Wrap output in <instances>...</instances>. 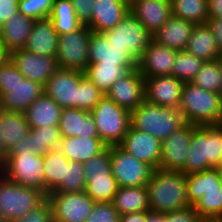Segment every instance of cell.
<instances>
[{
	"label": "cell",
	"mask_w": 222,
	"mask_h": 222,
	"mask_svg": "<svg viewBox=\"0 0 222 222\" xmlns=\"http://www.w3.org/2000/svg\"><path fill=\"white\" fill-rule=\"evenodd\" d=\"M146 188L150 211L168 213L191 206L187 199L186 175L182 172L155 169Z\"/></svg>",
	"instance_id": "cell-1"
},
{
	"label": "cell",
	"mask_w": 222,
	"mask_h": 222,
	"mask_svg": "<svg viewBox=\"0 0 222 222\" xmlns=\"http://www.w3.org/2000/svg\"><path fill=\"white\" fill-rule=\"evenodd\" d=\"M222 160V124L193 125L192 140L181 171L184 175L196 174L220 166Z\"/></svg>",
	"instance_id": "cell-2"
},
{
	"label": "cell",
	"mask_w": 222,
	"mask_h": 222,
	"mask_svg": "<svg viewBox=\"0 0 222 222\" xmlns=\"http://www.w3.org/2000/svg\"><path fill=\"white\" fill-rule=\"evenodd\" d=\"M178 110L186 123L196 126L222 124V96L184 82Z\"/></svg>",
	"instance_id": "cell-3"
},
{
	"label": "cell",
	"mask_w": 222,
	"mask_h": 222,
	"mask_svg": "<svg viewBox=\"0 0 222 222\" xmlns=\"http://www.w3.org/2000/svg\"><path fill=\"white\" fill-rule=\"evenodd\" d=\"M44 93V86L24 78L8 59L0 66V108L23 113Z\"/></svg>",
	"instance_id": "cell-4"
},
{
	"label": "cell",
	"mask_w": 222,
	"mask_h": 222,
	"mask_svg": "<svg viewBox=\"0 0 222 222\" xmlns=\"http://www.w3.org/2000/svg\"><path fill=\"white\" fill-rule=\"evenodd\" d=\"M183 114L175 108L144 100L130 113V125L163 141L185 124Z\"/></svg>",
	"instance_id": "cell-5"
},
{
	"label": "cell",
	"mask_w": 222,
	"mask_h": 222,
	"mask_svg": "<svg viewBox=\"0 0 222 222\" xmlns=\"http://www.w3.org/2000/svg\"><path fill=\"white\" fill-rule=\"evenodd\" d=\"M91 113L95 119L98 137L108 147L120 145L130 126V112L104 95Z\"/></svg>",
	"instance_id": "cell-6"
},
{
	"label": "cell",
	"mask_w": 222,
	"mask_h": 222,
	"mask_svg": "<svg viewBox=\"0 0 222 222\" xmlns=\"http://www.w3.org/2000/svg\"><path fill=\"white\" fill-rule=\"evenodd\" d=\"M46 198L43 192L11 182L0 173V212L7 222L23 217Z\"/></svg>",
	"instance_id": "cell-7"
},
{
	"label": "cell",
	"mask_w": 222,
	"mask_h": 222,
	"mask_svg": "<svg viewBox=\"0 0 222 222\" xmlns=\"http://www.w3.org/2000/svg\"><path fill=\"white\" fill-rule=\"evenodd\" d=\"M43 166V156L21 151L14 155H6L0 166V173L11 182L44 193Z\"/></svg>",
	"instance_id": "cell-8"
},
{
	"label": "cell",
	"mask_w": 222,
	"mask_h": 222,
	"mask_svg": "<svg viewBox=\"0 0 222 222\" xmlns=\"http://www.w3.org/2000/svg\"><path fill=\"white\" fill-rule=\"evenodd\" d=\"M91 30L83 25L79 30L58 36L56 54L59 68L83 72L89 65L88 48Z\"/></svg>",
	"instance_id": "cell-9"
},
{
	"label": "cell",
	"mask_w": 222,
	"mask_h": 222,
	"mask_svg": "<svg viewBox=\"0 0 222 222\" xmlns=\"http://www.w3.org/2000/svg\"><path fill=\"white\" fill-rule=\"evenodd\" d=\"M102 34L109 44L125 48L136 60L141 57L153 37L130 12L113 29Z\"/></svg>",
	"instance_id": "cell-10"
},
{
	"label": "cell",
	"mask_w": 222,
	"mask_h": 222,
	"mask_svg": "<svg viewBox=\"0 0 222 222\" xmlns=\"http://www.w3.org/2000/svg\"><path fill=\"white\" fill-rule=\"evenodd\" d=\"M111 172L119 187L146 186L153 168L118 146H110Z\"/></svg>",
	"instance_id": "cell-11"
},
{
	"label": "cell",
	"mask_w": 222,
	"mask_h": 222,
	"mask_svg": "<svg viewBox=\"0 0 222 222\" xmlns=\"http://www.w3.org/2000/svg\"><path fill=\"white\" fill-rule=\"evenodd\" d=\"M47 199L52 206L54 222H85L95 201L85 192H50Z\"/></svg>",
	"instance_id": "cell-12"
},
{
	"label": "cell",
	"mask_w": 222,
	"mask_h": 222,
	"mask_svg": "<svg viewBox=\"0 0 222 222\" xmlns=\"http://www.w3.org/2000/svg\"><path fill=\"white\" fill-rule=\"evenodd\" d=\"M84 76L77 70L58 68L44 86V93L63 109L78 108L79 82Z\"/></svg>",
	"instance_id": "cell-13"
},
{
	"label": "cell",
	"mask_w": 222,
	"mask_h": 222,
	"mask_svg": "<svg viewBox=\"0 0 222 222\" xmlns=\"http://www.w3.org/2000/svg\"><path fill=\"white\" fill-rule=\"evenodd\" d=\"M193 125L185 123L162 141L159 169L181 172L192 140Z\"/></svg>",
	"instance_id": "cell-14"
},
{
	"label": "cell",
	"mask_w": 222,
	"mask_h": 222,
	"mask_svg": "<svg viewBox=\"0 0 222 222\" xmlns=\"http://www.w3.org/2000/svg\"><path fill=\"white\" fill-rule=\"evenodd\" d=\"M9 59L24 78L36 81L43 86L59 68L56 57L39 56L25 48L11 51Z\"/></svg>",
	"instance_id": "cell-15"
},
{
	"label": "cell",
	"mask_w": 222,
	"mask_h": 222,
	"mask_svg": "<svg viewBox=\"0 0 222 222\" xmlns=\"http://www.w3.org/2000/svg\"><path fill=\"white\" fill-rule=\"evenodd\" d=\"M119 146L154 170L159 169L162 141L158 138L144 131H138L130 125Z\"/></svg>",
	"instance_id": "cell-16"
},
{
	"label": "cell",
	"mask_w": 222,
	"mask_h": 222,
	"mask_svg": "<svg viewBox=\"0 0 222 222\" xmlns=\"http://www.w3.org/2000/svg\"><path fill=\"white\" fill-rule=\"evenodd\" d=\"M105 96L131 113L145 100L144 77L134 68L117 80Z\"/></svg>",
	"instance_id": "cell-17"
},
{
	"label": "cell",
	"mask_w": 222,
	"mask_h": 222,
	"mask_svg": "<svg viewBox=\"0 0 222 222\" xmlns=\"http://www.w3.org/2000/svg\"><path fill=\"white\" fill-rule=\"evenodd\" d=\"M184 82L173 75L144 78L145 100L159 106L178 109Z\"/></svg>",
	"instance_id": "cell-18"
},
{
	"label": "cell",
	"mask_w": 222,
	"mask_h": 222,
	"mask_svg": "<svg viewBox=\"0 0 222 222\" xmlns=\"http://www.w3.org/2000/svg\"><path fill=\"white\" fill-rule=\"evenodd\" d=\"M178 51L158 44L153 39L148 43L136 68L144 77L172 75V68Z\"/></svg>",
	"instance_id": "cell-19"
},
{
	"label": "cell",
	"mask_w": 222,
	"mask_h": 222,
	"mask_svg": "<svg viewBox=\"0 0 222 222\" xmlns=\"http://www.w3.org/2000/svg\"><path fill=\"white\" fill-rule=\"evenodd\" d=\"M129 9L152 36L172 16L171 2L168 0H134Z\"/></svg>",
	"instance_id": "cell-20"
},
{
	"label": "cell",
	"mask_w": 222,
	"mask_h": 222,
	"mask_svg": "<svg viewBox=\"0 0 222 222\" xmlns=\"http://www.w3.org/2000/svg\"><path fill=\"white\" fill-rule=\"evenodd\" d=\"M88 50L89 63L137 66V60L125 48L109 44L102 33L91 32Z\"/></svg>",
	"instance_id": "cell-21"
},
{
	"label": "cell",
	"mask_w": 222,
	"mask_h": 222,
	"mask_svg": "<svg viewBox=\"0 0 222 222\" xmlns=\"http://www.w3.org/2000/svg\"><path fill=\"white\" fill-rule=\"evenodd\" d=\"M92 6V20L87 26L95 33L113 29L130 12L123 0H94Z\"/></svg>",
	"instance_id": "cell-22"
},
{
	"label": "cell",
	"mask_w": 222,
	"mask_h": 222,
	"mask_svg": "<svg viewBox=\"0 0 222 222\" xmlns=\"http://www.w3.org/2000/svg\"><path fill=\"white\" fill-rule=\"evenodd\" d=\"M59 128L62 137H98L92 113L79 108L62 109Z\"/></svg>",
	"instance_id": "cell-23"
},
{
	"label": "cell",
	"mask_w": 222,
	"mask_h": 222,
	"mask_svg": "<svg viewBox=\"0 0 222 222\" xmlns=\"http://www.w3.org/2000/svg\"><path fill=\"white\" fill-rule=\"evenodd\" d=\"M58 36L49 18L35 20L25 49L39 56L56 57Z\"/></svg>",
	"instance_id": "cell-24"
},
{
	"label": "cell",
	"mask_w": 222,
	"mask_h": 222,
	"mask_svg": "<svg viewBox=\"0 0 222 222\" xmlns=\"http://www.w3.org/2000/svg\"><path fill=\"white\" fill-rule=\"evenodd\" d=\"M194 26V23L172 15L152 39L160 45L182 51L186 49Z\"/></svg>",
	"instance_id": "cell-25"
},
{
	"label": "cell",
	"mask_w": 222,
	"mask_h": 222,
	"mask_svg": "<svg viewBox=\"0 0 222 222\" xmlns=\"http://www.w3.org/2000/svg\"><path fill=\"white\" fill-rule=\"evenodd\" d=\"M34 23V19L25 17L20 12L13 14L4 22L0 39L8 53L25 48Z\"/></svg>",
	"instance_id": "cell-26"
},
{
	"label": "cell",
	"mask_w": 222,
	"mask_h": 222,
	"mask_svg": "<svg viewBox=\"0 0 222 222\" xmlns=\"http://www.w3.org/2000/svg\"><path fill=\"white\" fill-rule=\"evenodd\" d=\"M108 146L99 137H62L58 150L69 160L87 162Z\"/></svg>",
	"instance_id": "cell-27"
},
{
	"label": "cell",
	"mask_w": 222,
	"mask_h": 222,
	"mask_svg": "<svg viewBox=\"0 0 222 222\" xmlns=\"http://www.w3.org/2000/svg\"><path fill=\"white\" fill-rule=\"evenodd\" d=\"M62 109L51 97L43 93L23 114L30 128H39L59 125Z\"/></svg>",
	"instance_id": "cell-28"
},
{
	"label": "cell",
	"mask_w": 222,
	"mask_h": 222,
	"mask_svg": "<svg viewBox=\"0 0 222 222\" xmlns=\"http://www.w3.org/2000/svg\"><path fill=\"white\" fill-rule=\"evenodd\" d=\"M185 50L205 62L216 61L221 57L215 37L207 23L196 24L193 27Z\"/></svg>",
	"instance_id": "cell-29"
},
{
	"label": "cell",
	"mask_w": 222,
	"mask_h": 222,
	"mask_svg": "<svg viewBox=\"0 0 222 222\" xmlns=\"http://www.w3.org/2000/svg\"><path fill=\"white\" fill-rule=\"evenodd\" d=\"M30 131L25 116L20 112L7 111L0 108V132L4 151L8 153L17 143L24 140Z\"/></svg>",
	"instance_id": "cell-30"
},
{
	"label": "cell",
	"mask_w": 222,
	"mask_h": 222,
	"mask_svg": "<svg viewBox=\"0 0 222 222\" xmlns=\"http://www.w3.org/2000/svg\"><path fill=\"white\" fill-rule=\"evenodd\" d=\"M136 66H119L118 64L89 63L84 71L85 76L106 95L112 85L123 78Z\"/></svg>",
	"instance_id": "cell-31"
},
{
	"label": "cell",
	"mask_w": 222,
	"mask_h": 222,
	"mask_svg": "<svg viewBox=\"0 0 222 222\" xmlns=\"http://www.w3.org/2000/svg\"><path fill=\"white\" fill-rule=\"evenodd\" d=\"M112 203L120 215L139 211H150L146 186L118 187Z\"/></svg>",
	"instance_id": "cell-32"
},
{
	"label": "cell",
	"mask_w": 222,
	"mask_h": 222,
	"mask_svg": "<svg viewBox=\"0 0 222 222\" xmlns=\"http://www.w3.org/2000/svg\"><path fill=\"white\" fill-rule=\"evenodd\" d=\"M220 189L221 179L216 168L186 175L187 199L191 206H193L205 192L219 191Z\"/></svg>",
	"instance_id": "cell-33"
},
{
	"label": "cell",
	"mask_w": 222,
	"mask_h": 222,
	"mask_svg": "<svg viewBox=\"0 0 222 222\" xmlns=\"http://www.w3.org/2000/svg\"><path fill=\"white\" fill-rule=\"evenodd\" d=\"M29 150L35 155L44 156L51 150L58 149L62 136L59 125L30 128L28 135Z\"/></svg>",
	"instance_id": "cell-34"
},
{
	"label": "cell",
	"mask_w": 222,
	"mask_h": 222,
	"mask_svg": "<svg viewBox=\"0 0 222 222\" xmlns=\"http://www.w3.org/2000/svg\"><path fill=\"white\" fill-rule=\"evenodd\" d=\"M68 158L58 149L51 150L43 156L44 194L53 192L65 178Z\"/></svg>",
	"instance_id": "cell-35"
},
{
	"label": "cell",
	"mask_w": 222,
	"mask_h": 222,
	"mask_svg": "<svg viewBox=\"0 0 222 222\" xmlns=\"http://www.w3.org/2000/svg\"><path fill=\"white\" fill-rule=\"evenodd\" d=\"M49 19L58 35L77 31L83 26L70 0H54Z\"/></svg>",
	"instance_id": "cell-36"
},
{
	"label": "cell",
	"mask_w": 222,
	"mask_h": 222,
	"mask_svg": "<svg viewBox=\"0 0 222 222\" xmlns=\"http://www.w3.org/2000/svg\"><path fill=\"white\" fill-rule=\"evenodd\" d=\"M172 15L196 24H205L209 18L207 0H172Z\"/></svg>",
	"instance_id": "cell-37"
},
{
	"label": "cell",
	"mask_w": 222,
	"mask_h": 222,
	"mask_svg": "<svg viewBox=\"0 0 222 222\" xmlns=\"http://www.w3.org/2000/svg\"><path fill=\"white\" fill-rule=\"evenodd\" d=\"M204 63L205 61L191 55L186 50L178 51L174 60L172 75L183 82H191Z\"/></svg>",
	"instance_id": "cell-38"
},
{
	"label": "cell",
	"mask_w": 222,
	"mask_h": 222,
	"mask_svg": "<svg viewBox=\"0 0 222 222\" xmlns=\"http://www.w3.org/2000/svg\"><path fill=\"white\" fill-rule=\"evenodd\" d=\"M86 189V177L83 163L68 160L65 178L53 192L74 193Z\"/></svg>",
	"instance_id": "cell-39"
},
{
	"label": "cell",
	"mask_w": 222,
	"mask_h": 222,
	"mask_svg": "<svg viewBox=\"0 0 222 222\" xmlns=\"http://www.w3.org/2000/svg\"><path fill=\"white\" fill-rule=\"evenodd\" d=\"M193 207L202 220L222 221V188L205 192Z\"/></svg>",
	"instance_id": "cell-40"
},
{
	"label": "cell",
	"mask_w": 222,
	"mask_h": 222,
	"mask_svg": "<svg viewBox=\"0 0 222 222\" xmlns=\"http://www.w3.org/2000/svg\"><path fill=\"white\" fill-rule=\"evenodd\" d=\"M86 179L114 178L111 172L110 147L83 163Z\"/></svg>",
	"instance_id": "cell-41"
},
{
	"label": "cell",
	"mask_w": 222,
	"mask_h": 222,
	"mask_svg": "<svg viewBox=\"0 0 222 222\" xmlns=\"http://www.w3.org/2000/svg\"><path fill=\"white\" fill-rule=\"evenodd\" d=\"M191 82L206 91L219 93L221 82L219 59L205 62Z\"/></svg>",
	"instance_id": "cell-42"
},
{
	"label": "cell",
	"mask_w": 222,
	"mask_h": 222,
	"mask_svg": "<svg viewBox=\"0 0 222 222\" xmlns=\"http://www.w3.org/2000/svg\"><path fill=\"white\" fill-rule=\"evenodd\" d=\"M118 187L115 178L86 179L85 192L95 202H112Z\"/></svg>",
	"instance_id": "cell-43"
},
{
	"label": "cell",
	"mask_w": 222,
	"mask_h": 222,
	"mask_svg": "<svg viewBox=\"0 0 222 222\" xmlns=\"http://www.w3.org/2000/svg\"><path fill=\"white\" fill-rule=\"evenodd\" d=\"M193 206L168 213L147 211L146 222H202Z\"/></svg>",
	"instance_id": "cell-44"
},
{
	"label": "cell",
	"mask_w": 222,
	"mask_h": 222,
	"mask_svg": "<svg viewBox=\"0 0 222 222\" xmlns=\"http://www.w3.org/2000/svg\"><path fill=\"white\" fill-rule=\"evenodd\" d=\"M104 94L84 76L79 82L78 108L91 112Z\"/></svg>",
	"instance_id": "cell-45"
},
{
	"label": "cell",
	"mask_w": 222,
	"mask_h": 222,
	"mask_svg": "<svg viewBox=\"0 0 222 222\" xmlns=\"http://www.w3.org/2000/svg\"><path fill=\"white\" fill-rule=\"evenodd\" d=\"M54 0H19L18 11L34 20L49 18Z\"/></svg>",
	"instance_id": "cell-46"
},
{
	"label": "cell",
	"mask_w": 222,
	"mask_h": 222,
	"mask_svg": "<svg viewBox=\"0 0 222 222\" xmlns=\"http://www.w3.org/2000/svg\"><path fill=\"white\" fill-rule=\"evenodd\" d=\"M85 222H120V214L112 202H95Z\"/></svg>",
	"instance_id": "cell-47"
},
{
	"label": "cell",
	"mask_w": 222,
	"mask_h": 222,
	"mask_svg": "<svg viewBox=\"0 0 222 222\" xmlns=\"http://www.w3.org/2000/svg\"><path fill=\"white\" fill-rule=\"evenodd\" d=\"M10 222H54L52 206L46 198L38 207Z\"/></svg>",
	"instance_id": "cell-48"
},
{
	"label": "cell",
	"mask_w": 222,
	"mask_h": 222,
	"mask_svg": "<svg viewBox=\"0 0 222 222\" xmlns=\"http://www.w3.org/2000/svg\"><path fill=\"white\" fill-rule=\"evenodd\" d=\"M75 9L77 19L85 26L92 20L94 0H70Z\"/></svg>",
	"instance_id": "cell-49"
},
{
	"label": "cell",
	"mask_w": 222,
	"mask_h": 222,
	"mask_svg": "<svg viewBox=\"0 0 222 222\" xmlns=\"http://www.w3.org/2000/svg\"><path fill=\"white\" fill-rule=\"evenodd\" d=\"M19 0H0V21L4 24L13 14L18 11Z\"/></svg>",
	"instance_id": "cell-50"
},
{
	"label": "cell",
	"mask_w": 222,
	"mask_h": 222,
	"mask_svg": "<svg viewBox=\"0 0 222 222\" xmlns=\"http://www.w3.org/2000/svg\"><path fill=\"white\" fill-rule=\"evenodd\" d=\"M206 23L211 28V31L215 37L218 51L222 56V19L208 18Z\"/></svg>",
	"instance_id": "cell-51"
},
{
	"label": "cell",
	"mask_w": 222,
	"mask_h": 222,
	"mask_svg": "<svg viewBox=\"0 0 222 222\" xmlns=\"http://www.w3.org/2000/svg\"><path fill=\"white\" fill-rule=\"evenodd\" d=\"M209 18L222 19V0H207Z\"/></svg>",
	"instance_id": "cell-52"
},
{
	"label": "cell",
	"mask_w": 222,
	"mask_h": 222,
	"mask_svg": "<svg viewBox=\"0 0 222 222\" xmlns=\"http://www.w3.org/2000/svg\"><path fill=\"white\" fill-rule=\"evenodd\" d=\"M147 211H139L120 215V222H146Z\"/></svg>",
	"instance_id": "cell-53"
},
{
	"label": "cell",
	"mask_w": 222,
	"mask_h": 222,
	"mask_svg": "<svg viewBox=\"0 0 222 222\" xmlns=\"http://www.w3.org/2000/svg\"><path fill=\"white\" fill-rule=\"evenodd\" d=\"M32 152L29 150L28 139L25 137L21 142H17L6 155H14L16 152Z\"/></svg>",
	"instance_id": "cell-54"
},
{
	"label": "cell",
	"mask_w": 222,
	"mask_h": 222,
	"mask_svg": "<svg viewBox=\"0 0 222 222\" xmlns=\"http://www.w3.org/2000/svg\"><path fill=\"white\" fill-rule=\"evenodd\" d=\"M9 59V53L5 50L2 40L0 39V66Z\"/></svg>",
	"instance_id": "cell-55"
},
{
	"label": "cell",
	"mask_w": 222,
	"mask_h": 222,
	"mask_svg": "<svg viewBox=\"0 0 222 222\" xmlns=\"http://www.w3.org/2000/svg\"><path fill=\"white\" fill-rule=\"evenodd\" d=\"M1 135V132H0ZM6 152L4 151L1 136H0V166L3 164L5 158H6Z\"/></svg>",
	"instance_id": "cell-56"
},
{
	"label": "cell",
	"mask_w": 222,
	"mask_h": 222,
	"mask_svg": "<svg viewBox=\"0 0 222 222\" xmlns=\"http://www.w3.org/2000/svg\"><path fill=\"white\" fill-rule=\"evenodd\" d=\"M219 66H220V75H221L220 91H219V93L222 96V56L219 58Z\"/></svg>",
	"instance_id": "cell-57"
},
{
	"label": "cell",
	"mask_w": 222,
	"mask_h": 222,
	"mask_svg": "<svg viewBox=\"0 0 222 222\" xmlns=\"http://www.w3.org/2000/svg\"><path fill=\"white\" fill-rule=\"evenodd\" d=\"M216 169H217L219 178L221 179V188H222V166L220 165V166L216 167Z\"/></svg>",
	"instance_id": "cell-58"
},
{
	"label": "cell",
	"mask_w": 222,
	"mask_h": 222,
	"mask_svg": "<svg viewBox=\"0 0 222 222\" xmlns=\"http://www.w3.org/2000/svg\"><path fill=\"white\" fill-rule=\"evenodd\" d=\"M0 222H7L1 212H0Z\"/></svg>",
	"instance_id": "cell-59"
},
{
	"label": "cell",
	"mask_w": 222,
	"mask_h": 222,
	"mask_svg": "<svg viewBox=\"0 0 222 222\" xmlns=\"http://www.w3.org/2000/svg\"><path fill=\"white\" fill-rule=\"evenodd\" d=\"M125 1L128 5H130L134 0H123Z\"/></svg>",
	"instance_id": "cell-60"
},
{
	"label": "cell",
	"mask_w": 222,
	"mask_h": 222,
	"mask_svg": "<svg viewBox=\"0 0 222 222\" xmlns=\"http://www.w3.org/2000/svg\"><path fill=\"white\" fill-rule=\"evenodd\" d=\"M202 222H222V221L203 220Z\"/></svg>",
	"instance_id": "cell-61"
},
{
	"label": "cell",
	"mask_w": 222,
	"mask_h": 222,
	"mask_svg": "<svg viewBox=\"0 0 222 222\" xmlns=\"http://www.w3.org/2000/svg\"><path fill=\"white\" fill-rule=\"evenodd\" d=\"M2 29H3V23L0 21V34L2 32Z\"/></svg>",
	"instance_id": "cell-62"
}]
</instances>
